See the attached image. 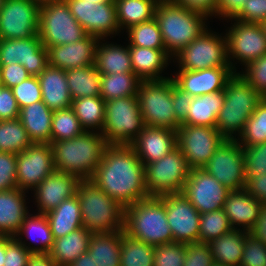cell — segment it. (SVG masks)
<instances>
[{"label":"cell","mask_w":266,"mask_h":266,"mask_svg":"<svg viewBox=\"0 0 266 266\" xmlns=\"http://www.w3.org/2000/svg\"><path fill=\"white\" fill-rule=\"evenodd\" d=\"M91 180L123 208L149 197L145 165L130 145H109Z\"/></svg>","instance_id":"obj_1"},{"label":"cell","mask_w":266,"mask_h":266,"mask_svg":"<svg viewBox=\"0 0 266 266\" xmlns=\"http://www.w3.org/2000/svg\"><path fill=\"white\" fill-rule=\"evenodd\" d=\"M109 146L105 137L96 131L84 133L51 144L55 169L80 179H91Z\"/></svg>","instance_id":"obj_2"},{"label":"cell","mask_w":266,"mask_h":266,"mask_svg":"<svg viewBox=\"0 0 266 266\" xmlns=\"http://www.w3.org/2000/svg\"><path fill=\"white\" fill-rule=\"evenodd\" d=\"M154 18L165 50L172 58L208 29L205 24L207 16L178 6L172 0H160Z\"/></svg>","instance_id":"obj_3"},{"label":"cell","mask_w":266,"mask_h":266,"mask_svg":"<svg viewBox=\"0 0 266 266\" xmlns=\"http://www.w3.org/2000/svg\"><path fill=\"white\" fill-rule=\"evenodd\" d=\"M124 232L152 246L172 243L164 195L149 196L124 208Z\"/></svg>","instance_id":"obj_4"},{"label":"cell","mask_w":266,"mask_h":266,"mask_svg":"<svg viewBox=\"0 0 266 266\" xmlns=\"http://www.w3.org/2000/svg\"><path fill=\"white\" fill-rule=\"evenodd\" d=\"M76 195L87 231L98 234L124 230V208L91 179H81Z\"/></svg>","instance_id":"obj_5"},{"label":"cell","mask_w":266,"mask_h":266,"mask_svg":"<svg viewBox=\"0 0 266 266\" xmlns=\"http://www.w3.org/2000/svg\"><path fill=\"white\" fill-rule=\"evenodd\" d=\"M240 73H234L225 84L224 104L216 118V128L226 139H236L243 132L247 120L264 99Z\"/></svg>","instance_id":"obj_6"},{"label":"cell","mask_w":266,"mask_h":266,"mask_svg":"<svg viewBox=\"0 0 266 266\" xmlns=\"http://www.w3.org/2000/svg\"><path fill=\"white\" fill-rule=\"evenodd\" d=\"M145 127L137 96L106 101L101 134L109 145H130Z\"/></svg>","instance_id":"obj_7"},{"label":"cell","mask_w":266,"mask_h":266,"mask_svg":"<svg viewBox=\"0 0 266 266\" xmlns=\"http://www.w3.org/2000/svg\"><path fill=\"white\" fill-rule=\"evenodd\" d=\"M38 35L48 48L80 41L88 34L71 14L65 0H43Z\"/></svg>","instance_id":"obj_8"},{"label":"cell","mask_w":266,"mask_h":266,"mask_svg":"<svg viewBox=\"0 0 266 266\" xmlns=\"http://www.w3.org/2000/svg\"><path fill=\"white\" fill-rule=\"evenodd\" d=\"M173 78L142 81L137 99L146 126L177 130L181 123L176 119L172 102Z\"/></svg>","instance_id":"obj_9"},{"label":"cell","mask_w":266,"mask_h":266,"mask_svg":"<svg viewBox=\"0 0 266 266\" xmlns=\"http://www.w3.org/2000/svg\"><path fill=\"white\" fill-rule=\"evenodd\" d=\"M190 166L176 147L163 158L145 165V186L149 196L180 193L189 177Z\"/></svg>","instance_id":"obj_10"},{"label":"cell","mask_w":266,"mask_h":266,"mask_svg":"<svg viewBox=\"0 0 266 266\" xmlns=\"http://www.w3.org/2000/svg\"><path fill=\"white\" fill-rule=\"evenodd\" d=\"M180 70H203L212 67H230L225 35L215 34L210 29L185 46L174 57Z\"/></svg>","instance_id":"obj_11"},{"label":"cell","mask_w":266,"mask_h":266,"mask_svg":"<svg viewBox=\"0 0 266 266\" xmlns=\"http://www.w3.org/2000/svg\"><path fill=\"white\" fill-rule=\"evenodd\" d=\"M177 147L191 169L203 168L225 139L216 127L181 124L176 130Z\"/></svg>","instance_id":"obj_12"},{"label":"cell","mask_w":266,"mask_h":266,"mask_svg":"<svg viewBox=\"0 0 266 266\" xmlns=\"http://www.w3.org/2000/svg\"><path fill=\"white\" fill-rule=\"evenodd\" d=\"M202 169L231 191L246 187L242 146L235 138H225Z\"/></svg>","instance_id":"obj_13"},{"label":"cell","mask_w":266,"mask_h":266,"mask_svg":"<svg viewBox=\"0 0 266 266\" xmlns=\"http://www.w3.org/2000/svg\"><path fill=\"white\" fill-rule=\"evenodd\" d=\"M40 0H4L0 9V39H22L39 32Z\"/></svg>","instance_id":"obj_14"},{"label":"cell","mask_w":266,"mask_h":266,"mask_svg":"<svg viewBox=\"0 0 266 266\" xmlns=\"http://www.w3.org/2000/svg\"><path fill=\"white\" fill-rule=\"evenodd\" d=\"M234 21L225 37L231 70L238 73L231 59L234 61L236 58L246 67L253 60L260 58L266 54V36L262 24Z\"/></svg>","instance_id":"obj_15"},{"label":"cell","mask_w":266,"mask_h":266,"mask_svg":"<svg viewBox=\"0 0 266 266\" xmlns=\"http://www.w3.org/2000/svg\"><path fill=\"white\" fill-rule=\"evenodd\" d=\"M16 185L28 192L56 171L51 144L33 143L16 155Z\"/></svg>","instance_id":"obj_16"},{"label":"cell","mask_w":266,"mask_h":266,"mask_svg":"<svg viewBox=\"0 0 266 266\" xmlns=\"http://www.w3.org/2000/svg\"><path fill=\"white\" fill-rule=\"evenodd\" d=\"M231 192L202 168L191 169L182 194L202 213L212 212L224 207Z\"/></svg>","instance_id":"obj_17"},{"label":"cell","mask_w":266,"mask_h":266,"mask_svg":"<svg viewBox=\"0 0 266 266\" xmlns=\"http://www.w3.org/2000/svg\"><path fill=\"white\" fill-rule=\"evenodd\" d=\"M19 63L31 76L48 66V51L39 35L22 39H0V65Z\"/></svg>","instance_id":"obj_18"},{"label":"cell","mask_w":266,"mask_h":266,"mask_svg":"<svg viewBox=\"0 0 266 266\" xmlns=\"http://www.w3.org/2000/svg\"><path fill=\"white\" fill-rule=\"evenodd\" d=\"M164 205L173 242H198L200 213L182 192L165 194Z\"/></svg>","instance_id":"obj_19"},{"label":"cell","mask_w":266,"mask_h":266,"mask_svg":"<svg viewBox=\"0 0 266 266\" xmlns=\"http://www.w3.org/2000/svg\"><path fill=\"white\" fill-rule=\"evenodd\" d=\"M172 76L174 83L192 97L224 90L227 81L234 75L231 67H212L203 70H179Z\"/></svg>","instance_id":"obj_20"},{"label":"cell","mask_w":266,"mask_h":266,"mask_svg":"<svg viewBox=\"0 0 266 266\" xmlns=\"http://www.w3.org/2000/svg\"><path fill=\"white\" fill-rule=\"evenodd\" d=\"M81 179L73 174L55 171L33 189L38 213L46 214L64 200L75 196Z\"/></svg>","instance_id":"obj_21"},{"label":"cell","mask_w":266,"mask_h":266,"mask_svg":"<svg viewBox=\"0 0 266 266\" xmlns=\"http://www.w3.org/2000/svg\"><path fill=\"white\" fill-rule=\"evenodd\" d=\"M98 41V37L87 35L74 43L48 47V65L71 70L95 64Z\"/></svg>","instance_id":"obj_22"},{"label":"cell","mask_w":266,"mask_h":266,"mask_svg":"<svg viewBox=\"0 0 266 266\" xmlns=\"http://www.w3.org/2000/svg\"><path fill=\"white\" fill-rule=\"evenodd\" d=\"M130 146L140 161L146 165L163 158L177 147L176 130L146 126Z\"/></svg>","instance_id":"obj_23"},{"label":"cell","mask_w":266,"mask_h":266,"mask_svg":"<svg viewBox=\"0 0 266 266\" xmlns=\"http://www.w3.org/2000/svg\"><path fill=\"white\" fill-rule=\"evenodd\" d=\"M262 205L259 200L242 189L228 194L223 210L233 229L238 230L242 226L243 230L249 232L256 225Z\"/></svg>","instance_id":"obj_24"},{"label":"cell","mask_w":266,"mask_h":266,"mask_svg":"<svg viewBox=\"0 0 266 266\" xmlns=\"http://www.w3.org/2000/svg\"><path fill=\"white\" fill-rule=\"evenodd\" d=\"M26 192L18 188L0 191V236L15 237L18 233L29 214Z\"/></svg>","instance_id":"obj_25"},{"label":"cell","mask_w":266,"mask_h":266,"mask_svg":"<svg viewBox=\"0 0 266 266\" xmlns=\"http://www.w3.org/2000/svg\"><path fill=\"white\" fill-rule=\"evenodd\" d=\"M42 101L51 110L71 107L72 98L69 93L65 70L48 65L38 76Z\"/></svg>","instance_id":"obj_26"},{"label":"cell","mask_w":266,"mask_h":266,"mask_svg":"<svg viewBox=\"0 0 266 266\" xmlns=\"http://www.w3.org/2000/svg\"><path fill=\"white\" fill-rule=\"evenodd\" d=\"M133 73L141 81L163 80L170 77L160 75L167 67L171 56L165 49L142 48L129 46Z\"/></svg>","instance_id":"obj_27"},{"label":"cell","mask_w":266,"mask_h":266,"mask_svg":"<svg viewBox=\"0 0 266 266\" xmlns=\"http://www.w3.org/2000/svg\"><path fill=\"white\" fill-rule=\"evenodd\" d=\"M53 110L43 101H38L20 109L19 120L33 143L51 144Z\"/></svg>","instance_id":"obj_28"},{"label":"cell","mask_w":266,"mask_h":266,"mask_svg":"<svg viewBox=\"0 0 266 266\" xmlns=\"http://www.w3.org/2000/svg\"><path fill=\"white\" fill-rule=\"evenodd\" d=\"M91 235L90 231L81 227L61 238L54 239L48 255L57 266H68L88 251Z\"/></svg>","instance_id":"obj_29"},{"label":"cell","mask_w":266,"mask_h":266,"mask_svg":"<svg viewBox=\"0 0 266 266\" xmlns=\"http://www.w3.org/2000/svg\"><path fill=\"white\" fill-rule=\"evenodd\" d=\"M45 215L48 219L53 239L61 238L83 227L77 195L64 200L59 206Z\"/></svg>","instance_id":"obj_30"},{"label":"cell","mask_w":266,"mask_h":266,"mask_svg":"<svg viewBox=\"0 0 266 266\" xmlns=\"http://www.w3.org/2000/svg\"><path fill=\"white\" fill-rule=\"evenodd\" d=\"M225 99L224 90L193 97L183 125L216 127V118Z\"/></svg>","instance_id":"obj_31"},{"label":"cell","mask_w":266,"mask_h":266,"mask_svg":"<svg viewBox=\"0 0 266 266\" xmlns=\"http://www.w3.org/2000/svg\"><path fill=\"white\" fill-rule=\"evenodd\" d=\"M23 234L29 240L32 239L31 241H35V243L37 241L40 246H30L31 242L27 246L25 241L22 242L23 238L19 237ZM14 238L32 254H48L54 241L46 215L39 213L35 215L28 214Z\"/></svg>","instance_id":"obj_32"},{"label":"cell","mask_w":266,"mask_h":266,"mask_svg":"<svg viewBox=\"0 0 266 266\" xmlns=\"http://www.w3.org/2000/svg\"><path fill=\"white\" fill-rule=\"evenodd\" d=\"M101 40L105 41L99 39L95 56V67L100 74L133 73L129 45L123 47L102 43Z\"/></svg>","instance_id":"obj_33"},{"label":"cell","mask_w":266,"mask_h":266,"mask_svg":"<svg viewBox=\"0 0 266 266\" xmlns=\"http://www.w3.org/2000/svg\"><path fill=\"white\" fill-rule=\"evenodd\" d=\"M246 236L247 231L232 229L210 241L208 244L212 251L213 261L229 266H240Z\"/></svg>","instance_id":"obj_34"},{"label":"cell","mask_w":266,"mask_h":266,"mask_svg":"<svg viewBox=\"0 0 266 266\" xmlns=\"http://www.w3.org/2000/svg\"><path fill=\"white\" fill-rule=\"evenodd\" d=\"M121 239L122 230L91 235L87 252L96 266H121Z\"/></svg>","instance_id":"obj_35"},{"label":"cell","mask_w":266,"mask_h":266,"mask_svg":"<svg viewBox=\"0 0 266 266\" xmlns=\"http://www.w3.org/2000/svg\"><path fill=\"white\" fill-rule=\"evenodd\" d=\"M65 75L72 100L83 97L100 96L101 74L96 69L95 64L65 70Z\"/></svg>","instance_id":"obj_36"},{"label":"cell","mask_w":266,"mask_h":266,"mask_svg":"<svg viewBox=\"0 0 266 266\" xmlns=\"http://www.w3.org/2000/svg\"><path fill=\"white\" fill-rule=\"evenodd\" d=\"M160 0H115L120 30L150 21Z\"/></svg>","instance_id":"obj_37"},{"label":"cell","mask_w":266,"mask_h":266,"mask_svg":"<svg viewBox=\"0 0 266 266\" xmlns=\"http://www.w3.org/2000/svg\"><path fill=\"white\" fill-rule=\"evenodd\" d=\"M105 106L106 101L101 96L74 99L71 104V108L85 131L97 129L98 133H101L105 123Z\"/></svg>","instance_id":"obj_38"},{"label":"cell","mask_w":266,"mask_h":266,"mask_svg":"<svg viewBox=\"0 0 266 266\" xmlns=\"http://www.w3.org/2000/svg\"><path fill=\"white\" fill-rule=\"evenodd\" d=\"M141 82L134 73L101 74L100 96L105 101L120 97L137 96Z\"/></svg>","instance_id":"obj_39"},{"label":"cell","mask_w":266,"mask_h":266,"mask_svg":"<svg viewBox=\"0 0 266 266\" xmlns=\"http://www.w3.org/2000/svg\"><path fill=\"white\" fill-rule=\"evenodd\" d=\"M154 246L130 237L122 230L121 266H154Z\"/></svg>","instance_id":"obj_40"},{"label":"cell","mask_w":266,"mask_h":266,"mask_svg":"<svg viewBox=\"0 0 266 266\" xmlns=\"http://www.w3.org/2000/svg\"><path fill=\"white\" fill-rule=\"evenodd\" d=\"M32 144L19 118L0 120V152L17 155Z\"/></svg>","instance_id":"obj_41"},{"label":"cell","mask_w":266,"mask_h":266,"mask_svg":"<svg viewBox=\"0 0 266 266\" xmlns=\"http://www.w3.org/2000/svg\"><path fill=\"white\" fill-rule=\"evenodd\" d=\"M121 32L117 20L115 2L98 3L93 7L92 35L105 39L106 37Z\"/></svg>","instance_id":"obj_42"},{"label":"cell","mask_w":266,"mask_h":266,"mask_svg":"<svg viewBox=\"0 0 266 266\" xmlns=\"http://www.w3.org/2000/svg\"><path fill=\"white\" fill-rule=\"evenodd\" d=\"M85 132L71 107L53 111L51 144L69 140Z\"/></svg>","instance_id":"obj_43"},{"label":"cell","mask_w":266,"mask_h":266,"mask_svg":"<svg viewBox=\"0 0 266 266\" xmlns=\"http://www.w3.org/2000/svg\"><path fill=\"white\" fill-rule=\"evenodd\" d=\"M129 46L151 49H165L161 31L155 18L133 25L127 29Z\"/></svg>","instance_id":"obj_44"},{"label":"cell","mask_w":266,"mask_h":266,"mask_svg":"<svg viewBox=\"0 0 266 266\" xmlns=\"http://www.w3.org/2000/svg\"><path fill=\"white\" fill-rule=\"evenodd\" d=\"M236 139L242 147L266 142V98L249 117L243 132Z\"/></svg>","instance_id":"obj_45"},{"label":"cell","mask_w":266,"mask_h":266,"mask_svg":"<svg viewBox=\"0 0 266 266\" xmlns=\"http://www.w3.org/2000/svg\"><path fill=\"white\" fill-rule=\"evenodd\" d=\"M233 228L223 208L200 214L198 242L209 243Z\"/></svg>","instance_id":"obj_46"},{"label":"cell","mask_w":266,"mask_h":266,"mask_svg":"<svg viewBox=\"0 0 266 266\" xmlns=\"http://www.w3.org/2000/svg\"><path fill=\"white\" fill-rule=\"evenodd\" d=\"M246 180L266 174V142L242 147Z\"/></svg>","instance_id":"obj_47"},{"label":"cell","mask_w":266,"mask_h":266,"mask_svg":"<svg viewBox=\"0 0 266 266\" xmlns=\"http://www.w3.org/2000/svg\"><path fill=\"white\" fill-rule=\"evenodd\" d=\"M185 243L172 242L154 246V266H184Z\"/></svg>","instance_id":"obj_48"},{"label":"cell","mask_w":266,"mask_h":266,"mask_svg":"<svg viewBox=\"0 0 266 266\" xmlns=\"http://www.w3.org/2000/svg\"><path fill=\"white\" fill-rule=\"evenodd\" d=\"M19 109L42 101L41 87L37 76H30L11 88Z\"/></svg>","instance_id":"obj_49"},{"label":"cell","mask_w":266,"mask_h":266,"mask_svg":"<svg viewBox=\"0 0 266 266\" xmlns=\"http://www.w3.org/2000/svg\"><path fill=\"white\" fill-rule=\"evenodd\" d=\"M240 75L258 94L266 98V54L250 62Z\"/></svg>","instance_id":"obj_50"},{"label":"cell","mask_w":266,"mask_h":266,"mask_svg":"<svg viewBox=\"0 0 266 266\" xmlns=\"http://www.w3.org/2000/svg\"><path fill=\"white\" fill-rule=\"evenodd\" d=\"M266 245L247 232L240 266H265Z\"/></svg>","instance_id":"obj_51"},{"label":"cell","mask_w":266,"mask_h":266,"mask_svg":"<svg viewBox=\"0 0 266 266\" xmlns=\"http://www.w3.org/2000/svg\"><path fill=\"white\" fill-rule=\"evenodd\" d=\"M184 266H211L214 261L208 243L194 242L185 244Z\"/></svg>","instance_id":"obj_52"},{"label":"cell","mask_w":266,"mask_h":266,"mask_svg":"<svg viewBox=\"0 0 266 266\" xmlns=\"http://www.w3.org/2000/svg\"><path fill=\"white\" fill-rule=\"evenodd\" d=\"M16 154L0 152V191L17 188L16 185Z\"/></svg>","instance_id":"obj_53"},{"label":"cell","mask_w":266,"mask_h":266,"mask_svg":"<svg viewBox=\"0 0 266 266\" xmlns=\"http://www.w3.org/2000/svg\"><path fill=\"white\" fill-rule=\"evenodd\" d=\"M65 2L77 22L88 35H92L93 7H96V4L88 0H65Z\"/></svg>","instance_id":"obj_54"},{"label":"cell","mask_w":266,"mask_h":266,"mask_svg":"<svg viewBox=\"0 0 266 266\" xmlns=\"http://www.w3.org/2000/svg\"><path fill=\"white\" fill-rule=\"evenodd\" d=\"M233 19L242 22L263 24L266 22V0H247L231 21Z\"/></svg>","instance_id":"obj_55"},{"label":"cell","mask_w":266,"mask_h":266,"mask_svg":"<svg viewBox=\"0 0 266 266\" xmlns=\"http://www.w3.org/2000/svg\"><path fill=\"white\" fill-rule=\"evenodd\" d=\"M32 253L24 245L13 238L7 245L4 257V266H27Z\"/></svg>","instance_id":"obj_56"},{"label":"cell","mask_w":266,"mask_h":266,"mask_svg":"<svg viewBox=\"0 0 266 266\" xmlns=\"http://www.w3.org/2000/svg\"><path fill=\"white\" fill-rule=\"evenodd\" d=\"M20 109L11 88L0 87V120L19 117Z\"/></svg>","instance_id":"obj_57"},{"label":"cell","mask_w":266,"mask_h":266,"mask_svg":"<svg viewBox=\"0 0 266 266\" xmlns=\"http://www.w3.org/2000/svg\"><path fill=\"white\" fill-rule=\"evenodd\" d=\"M0 66L2 72L3 87L6 88H12L31 76L27 72L25 67L19 63Z\"/></svg>","instance_id":"obj_58"},{"label":"cell","mask_w":266,"mask_h":266,"mask_svg":"<svg viewBox=\"0 0 266 266\" xmlns=\"http://www.w3.org/2000/svg\"><path fill=\"white\" fill-rule=\"evenodd\" d=\"M187 92L180 89L174 81L172 82V102L176 119L182 123L186 119V114L192 100Z\"/></svg>","instance_id":"obj_59"},{"label":"cell","mask_w":266,"mask_h":266,"mask_svg":"<svg viewBox=\"0 0 266 266\" xmlns=\"http://www.w3.org/2000/svg\"><path fill=\"white\" fill-rule=\"evenodd\" d=\"M176 5L191 11L199 12L207 17L215 15L218 0H172Z\"/></svg>","instance_id":"obj_60"},{"label":"cell","mask_w":266,"mask_h":266,"mask_svg":"<svg viewBox=\"0 0 266 266\" xmlns=\"http://www.w3.org/2000/svg\"><path fill=\"white\" fill-rule=\"evenodd\" d=\"M245 190L262 204H266V174L249 177L246 180Z\"/></svg>","instance_id":"obj_61"},{"label":"cell","mask_w":266,"mask_h":266,"mask_svg":"<svg viewBox=\"0 0 266 266\" xmlns=\"http://www.w3.org/2000/svg\"><path fill=\"white\" fill-rule=\"evenodd\" d=\"M246 2L247 0H218L215 16L223 17L225 20L232 19Z\"/></svg>","instance_id":"obj_62"},{"label":"cell","mask_w":266,"mask_h":266,"mask_svg":"<svg viewBox=\"0 0 266 266\" xmlns=\"http://www.w3.org/2000/svg\"><path fill=\"white\" fill-rule=\"evenodd\" d=\"M249 233L255 238L261 239L266 245V204L261 206L256 225L249 231Z\"/></svg>","instance_id":"obj_63"},{"label":"cell","mask_w":266,"mask_h":266,"mask_svg":"<svg viewBox=\"0 0 266 266\" xmlns=\"http://www.w3.org/2000/svg\"><path fill=\"white\" fill-rule=\"evenodd\" d=\"M27 266H57L48 254H32Z\"/></svg>","instance_id":"obj_64"},{"label":"cell","mask_w":266,"mask_h":266,"mask_svg":"<svg viewBox=\"0 0 266 266\" xmlns=\"http://www.w3.org/2000/svg\"><path fill=\"white\" fill-rule=\"evenodd\" d=\"M68 266H96V264L94 263L93 257L88 252H85Z\"/></svg>","instance_id":"obj_65"},{"label":"cell","mask_w":266,"mask_h":266,"mask_svg":"<svg viewBox=\"0 0 266 266\" xmlns=\"http://www.w3.org/2000/svg\"><path fill=\"white\" fill-rule=\"evenodd\" d=\"M14 237L8 236H0V266H4V257L6 251V245L13 239Z\"/></svg>","instance_id":"obj_66"},{"label":"cell","mask_w":266,"mask_h":266,"mask_svg":"<svg viewBox=\"0 0 266 266\" xmlns=\"http://www.w3.org/2000/svg\"><path fill=\"white\" fill-rule=\"evenodd\" d=\"M89 2H93L95 4L105 3V2H115V0H88Z\"/></svg>","instance_id":"obj_67"},{"label":"cell","mask_w":266,"mask_h":266,"mask_svg":"<svg viewBox=\"0 0 266 266\" xmlns=\"http://www.w3.org/2000/svg\"><path fill=\"white\" fill-rule=\"evenodd\" d=\"M0 87H3L1 66H0Z\"/></svg>","instance_id":"obj_68"},{"label":"cell","mask_w":266,"mask_h":266,"mask_svg":"<svg viewBox=\"0 0 266 266\" xmlns=\"http://www.w3.org/2000/svg\"><path fill=\"white\" fill-rule=\"evenodd\" d=\"M211 266H229V265H224V264H219V263H213Z\"/></svg>","instance_id":"obj_69"},{"label":"cell","mask_w":266,"mask_h":266,"mask_svg":"<svg viewBox=\"0 0 266 266\" xmlns=\"http://www.w3.org/2000/svg\"><path fill=\"white\" fill-rule=\"evenodd\" d=\"M262 27H263V29H264L265 36H266V22H264V23L262 24Z\"/></svg>","instance_id":"obj_70"},{"label":"cell","mask_w":266,"mask_h":266,"mask_svg":"<svg viewBox=\"0 0 266 266\" xmlns=\"http://www.w3.org/2000/svg\"><path fill=\"white\" fill-rule=\"evenodd\" d=\"M3 3H4V0H0V9L2 8Z\"/></svg>","instance_id":"obj_71"}]
</instances>
